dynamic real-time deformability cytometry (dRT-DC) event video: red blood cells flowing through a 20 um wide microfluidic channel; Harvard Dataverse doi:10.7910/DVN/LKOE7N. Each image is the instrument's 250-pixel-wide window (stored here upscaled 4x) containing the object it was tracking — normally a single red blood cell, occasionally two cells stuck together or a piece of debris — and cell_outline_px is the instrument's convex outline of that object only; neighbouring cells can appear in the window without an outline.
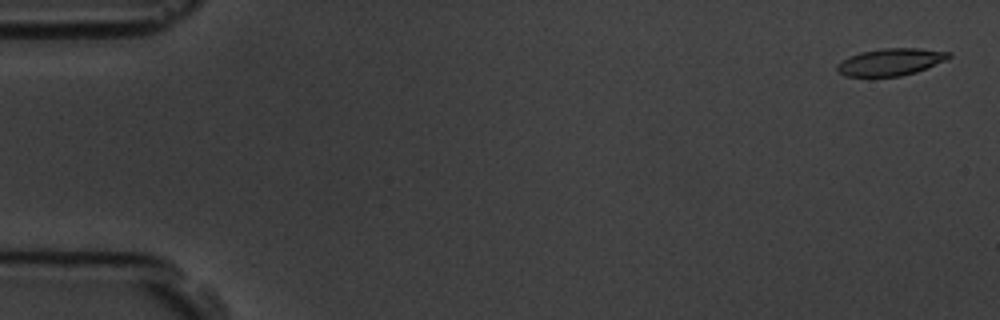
{"species": "common noctule bat (a hibernating species)", "species_latin": "Nyctalus noctula", "temperature_condition": "room temperature", "stored_images_in_passage": 5, "camera_frame_rate_fps": 3000, "um_per_image_px": 0.085, "animal": {"sex": "male", "body_mass_g": 19.5, "forearm_length_mm": 54.6}, "frame": {"image": 1, "passage_image": 1, "time_ms": 0.0, "image_size_px": [1000, 320], "cell_outline_px": [[952, 56], [944, 60], [916, 72], [900, 76], [844, 76], [836, 68], [836, 64], [848, 56], [860, 52], [884, 48], [916, 48], [952, 52]], "centroid_in_image_um": [75.68, 5.26], "position_along_channel_um": 9.3, "area_um2": 17.51}}
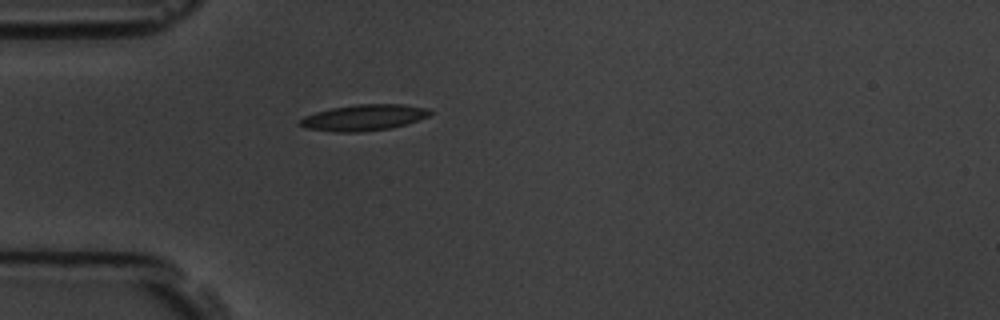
{"frame": {"image": 2, "passage_image": 5, "time_ms": 4.667, "image_size_px": [1000, 320], "cell_outline_px": [[432, 112], [428, 116], [408, 124], [392, 128], [360, 132], [332, 132], [304, 128], [296, 124], [304, 116], [316, 112], [332, 108], [356, 104], [404, 104], [428, 108]], "centroid_in_image_um": [30.9, 10.0], "position_along_channel_um": 54.1, "area_um2": 20.0}}